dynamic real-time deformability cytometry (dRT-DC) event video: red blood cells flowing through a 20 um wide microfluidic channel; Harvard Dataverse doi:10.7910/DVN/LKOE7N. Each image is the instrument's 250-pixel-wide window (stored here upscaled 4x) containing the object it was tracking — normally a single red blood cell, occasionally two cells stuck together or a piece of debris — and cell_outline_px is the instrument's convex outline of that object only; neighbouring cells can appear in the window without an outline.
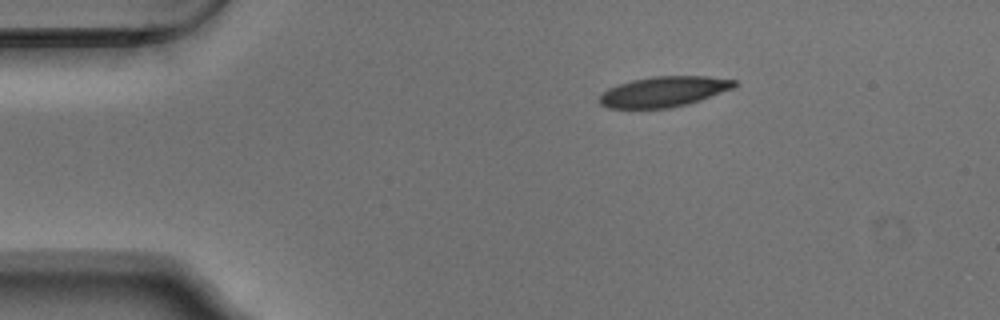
{"species": "Egyptian fruit bat (a non-hibernating species)", "species_latin": "Rousettus aegyptiacus", "temperature_condition": "warm", "stored_images_in_passage": 45, "camera_frame_rate_fps": 3000, "um_per_image_px": 0.085, "animal": {"sex": "male"}, "frame": {"image": 1, "passage_image": 1, "time_ms": 0.0, "image_size_px": [1000, 320], "cell_outline_px": [[736, 84], [732, 88], [700, 100], [688, 104], [668, 108], [608, 108], [600, 104], [600, 96], [608, 88], [632, 80], [652, 76], [708, 76], [736, 80]], "centroid_in_image_um": [56.42, 7.78], "position_along_channel_um": 28.6, "area_um2": 23.64}}
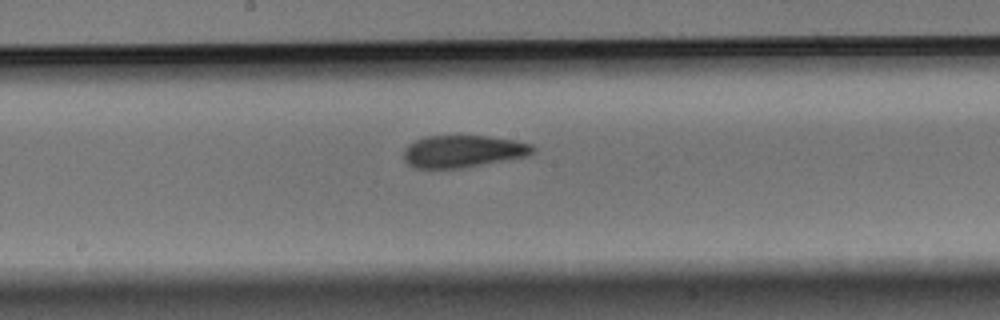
{"frame": {"image": 2, "passage_image": 20, "time_ms": 6.333, "image_size_px": [1000, 320], "cell_outline_px": [[536, 148], [528, 156], [460, 168], [412, 168], [404, 160], [404, 148], [408, 144], [424, 136], [488, 136], [516, 140], [532, 144]], "centroid_in_image_um": [39.34, 12.86], "position_along_channel_um": 208.9, "area_um2": 24.28}}
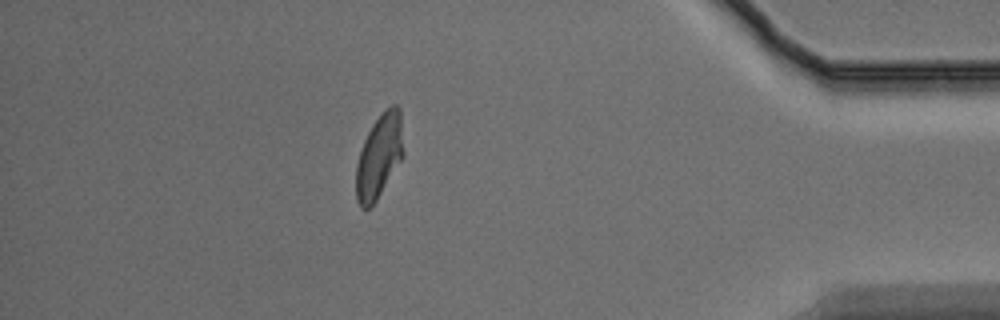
{"frame": {"image": 3, "passage_image": 39, "time_ms": 12.667, "image_size_px": [1000, 320], "cell_outline_px": [[404, 156], [376, 200], [368, 208], [360, 208], [356, 200], [356, 164], [364, 140], [372, 124], [392, 104], [396, 104], [400, 108], [404, 152]], "centroid_in_image_um": [32.24, 13.29], "position_along_channel_um": 403.0, "area_um2": 23.0}, "authors_computed_cell_mechanics": {"area_um2": 24.276, "velocity_mm_per_s": 3.7337, "shape_relaxation_time_tau1_ms": 5.0769, "shape_relaxation_time_tau2_ms": 2.5716, "deformation_change_tau1": 0.1588, "deformation_change_tau2": 0.0821}}